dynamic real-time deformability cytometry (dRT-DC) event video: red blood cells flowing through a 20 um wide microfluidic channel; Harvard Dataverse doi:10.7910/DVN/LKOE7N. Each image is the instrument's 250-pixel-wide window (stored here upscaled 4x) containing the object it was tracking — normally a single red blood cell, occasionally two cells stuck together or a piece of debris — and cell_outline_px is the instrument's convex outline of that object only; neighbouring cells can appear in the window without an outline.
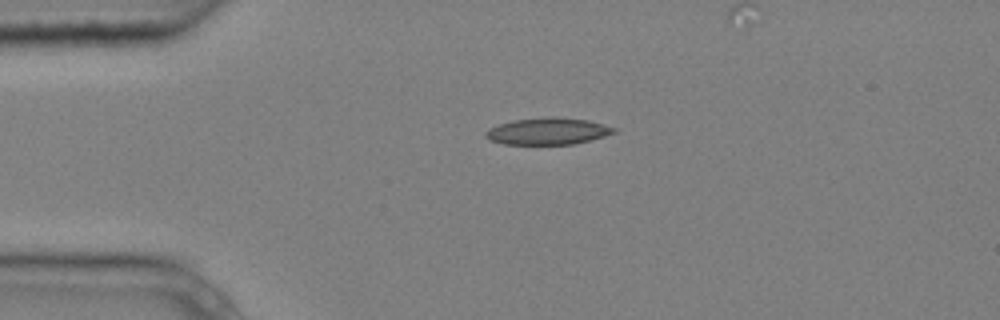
{"species": "common noctule bat (a hibernating species)", "species_latin": "Nyctalus noctula", "temperature_condition": "cold", "stored_images_in_passage": 3, "camera_frame_rate_fps": 3000, "um_per_image_px": 0.085, "animal": {"sex": "male", "body_mass_g": 20.4}, "frame": {"image": 1, "passage_image": 1, "time_ms": 0.0, "image_size_px": [1000, 320], "cell_outline_px": [[616, 132], [592, 140], [572, 144], [504, 144], [492, 140], [484, 136], [484, 132], [488, 128], [512, 120], [548, 116], [556, 116], [588, 120], [604, 124], [616, 128]], "centroid_in_image_um": [46.57, 11.14], "position_along_channel_um": 38.4, "area_um2": 20.17}}
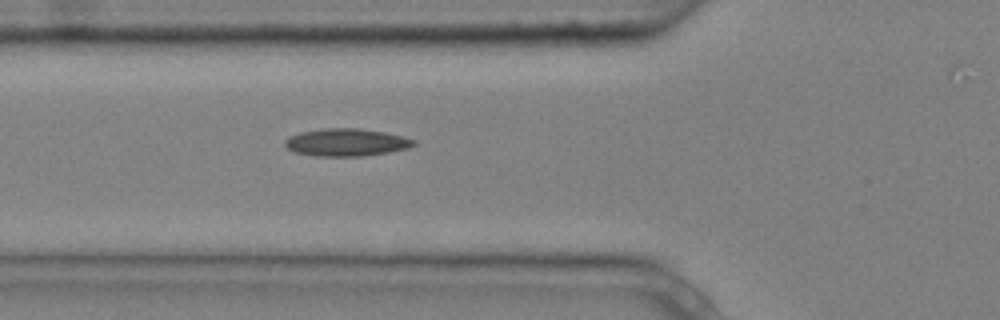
{"frame": {"image": 2, "passage_image": 3, "time_ms": 0.667, "image_size_px": [1000, 320], "cell_outline_px": [[416, 144], [408, 148], [388, 152], [364, 156], [316, 156], [296, 152], [288, 148], [284, 144], [284, 140], [288, 136], [300, 132], [324, 128], [360, 128], [384, 132], [404, 136], [416, 140]], "centroid_in_image_um": [29.45, 12.09], "position_along_channel_um": 96.4, "area_um2": 20.75}}